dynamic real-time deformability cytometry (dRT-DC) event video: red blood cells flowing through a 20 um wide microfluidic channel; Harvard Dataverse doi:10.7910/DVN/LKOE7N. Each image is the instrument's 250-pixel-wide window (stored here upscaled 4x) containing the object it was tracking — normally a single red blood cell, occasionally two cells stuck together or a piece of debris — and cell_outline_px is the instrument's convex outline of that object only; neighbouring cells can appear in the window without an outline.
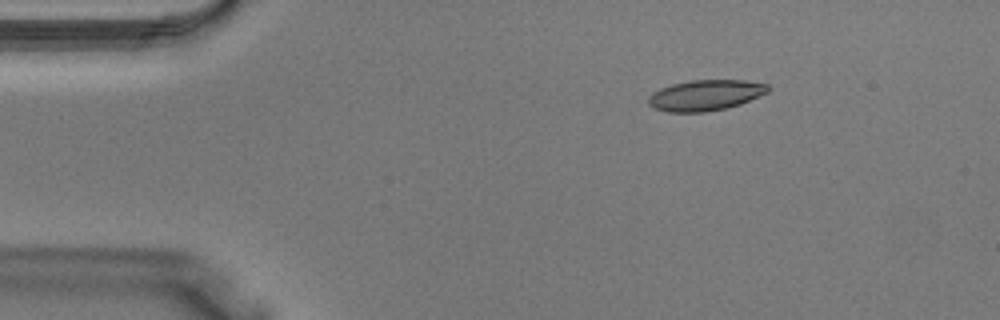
{"species": "Egyptian fruit bat (a non-hibernating species)", "species_latin": "Rousettus aegyptiacus", "temperature_condition": "warm", "stored_images_in_passage": 36, "camera_frame_rate_fps": 3000, "um_per_image_px": 0.085, "animal": {"sex": "male"}, "frame": {"image": 1, "passage_image": 3, "time_ms": 0.667, "image_size_px": [1000, 320], "cell_outline_px": [[768, 92], [740, 104], [724, 108], [704, 112], [668, 112], [656, 108], [648, 104], [648, 96], [652, 92], [660, 88], [672, 84], [692, 80], [744, 80], [768, 84]], "centroid_in_image_um": [59.93, 8.09], "position_along_channel_um": 25.1, "area_um2": 21.27}}
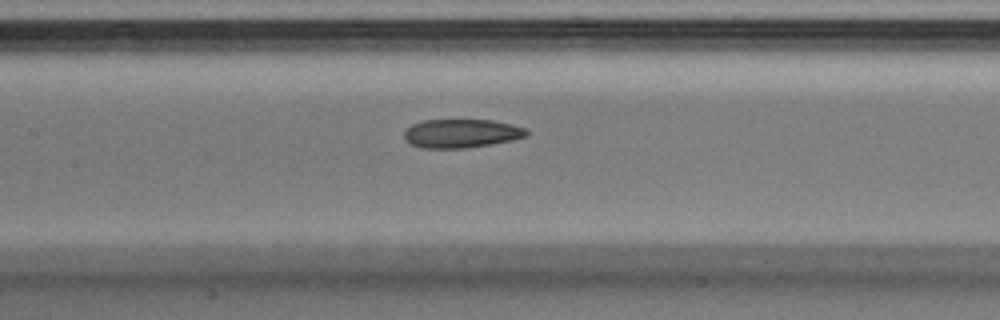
{"frame": {"image": 2, "passage_image": 15, "time_ms": 4.667, "image_size_px": [1000, 320], "cell_outline_px": [[528, 132], [524, 136], [512, 140], [492, 144], [464, 148], [420, 148], [404, 140], [404, 132], [412, 124], [424, 120], [492, 120], [512, 124], [528, 128]], "centroid_in_image_um": [39.21, 11.34], "position_along_channel_um": 168.2, "area_um2": 20.46}}
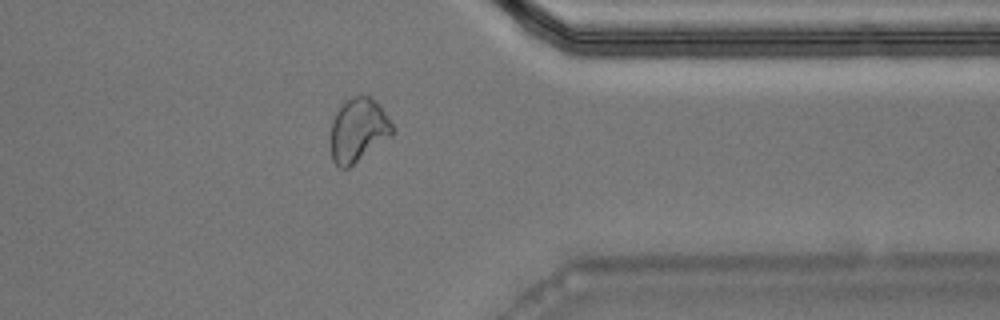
{"frame": {"image": 3, "passage_image": 28, "time_ms": 9.0, "image_size_px": [1000, 320], "cell_outline_px": [[392, 136], [348, 168], [340, 168], [332, 160], [328, 144], [328, 140], [332, 120], [336, 112], [344, 100], [352, 96], [368, 96], [380, 104], [392, 124]], "centroid_in_image_um": [30.39, 11.07], "position_along_channel_um": 381.0, "area_um2": 23.35}}